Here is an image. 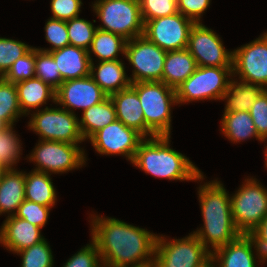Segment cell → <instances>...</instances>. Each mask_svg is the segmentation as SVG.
<instances>
[{
  "instance_id": "1",
  "label": "cell",
  "mask_w": 267,
  "mask_h": 267,
  "mask_svg": "<svg viewBox=\"0 0 267 267\" xmlns=\"http://www.w3.org/2000/svg\"><path fill=\"white\" fill-rule=\"evenodd\" d=\"M92 217L91 237L103 267H153L156 234L116 218Z\"/></svg>"
},
{
  "instance_id": "2",
  "label": "cell",
  "mask_w": 267,
  "mask_h": 267,
  "mask_svg": "<svg viewBox=\"0 0 267 267\" xmlns=\"http://www.w3.org/2000/svg\"><path fill=\"white\" fill-rule=\"evenodd\" d=\"M199 202L204 225L193 232L209 250L234 241L241 233L237 230L231 212L230 196L220 181H211L199 187Z\"/></svg>"
},
{
  "instance_id": "3",
  "label": "cell",
  "mask_w": 267,
  "mask_h": 267,
  "mask_svg": "<svg viewBox=\"0 0 267 267\" xmlns=\"http://www.w3.org/2000/svg\"><path fill=\"white\" fill-rule=\"evenodd\" d=\"M170 136L144 138L131 163L147 174L169 180L204 179L199 169L182 153L170 148Z\"/></svg>"
},
{
  "instance_id": "4",
  "label": "cell",
  "mask_w": 267,
  "mask_h": 267,
  "mask_svg": "<svg viewBox=\"0 0 267 267\" xmlns=\"http://www.w3.org/2000/svg\"><path fill=\"white\" fill-rule=\"evenodd\" d=\"M136 90L145 120V138L170 136L171 105L177 104L176 90L162 81L131 83Z\"/></svg>"
},
{
  "instance_id": "5",
  "label": "cell",
  "mask_w": 267,
  "mask_h": 267,
  "mask_svg": "<svg viewBox=\"0 0 267 267\" xmlns=\"http://www.w3.org/2000/svg\"><path fill=\"white\" fill-rule=\"evenodd\" d=\"M166 241L157 235L153 267H213L211 250L194 233Z\"/></svg>"
},
{
  "instance_id": "6",
  "label": "cell",
  "mask_w": 267,
  "mask_h": 267,
  "mask_svg": "<svg viewBox=\"0 0 267 267\" xmlns=\"http://www.w3.org/2000/svg\"><path fill=\"white\" fill-rule=\"evenodd\" d=\"M93 10L103 25L98 29L131 40L144 34V23L138 0H97Z\"/></svg>"
},
{
  "instance_id": "7",
  "label": "cell",
  "mask_w": 267,
  "mask_h": 267,
  "mask_svg": "<svg viewBox=\"0 0 267 267\" xmlns=\"http://www.w3.org/2000/svg\"><path fill=\"white\" fill-rule=\"evenodd\" d=\"M230 202L234 224L241 234L253 231L267 215V189L255 178L246 179Z\"/></svg>"
},
{
  "instance_id": "8",
  "label": "cell",
  "mask_w": 267,
  "mask_h": 267,
  "mask_svg": "<svg viewBox=\"0 0 267 267\" xmlns=\"http://www.w3.org/2000/svg\"><path fill=\"white\" fill-rule=\"evenodd\" d=\"M233 76L232 67H200L176 89L177 103L222 100Z\"/></svg>"
},
{
  "instance_id": "9",
  "label": "cell",
  "mask_w": 267,
  "mask_h": 267,
  "mask_svg": "<svg viewBox=\"0 0 267 267\" xmlns=\"http://www.w3.org/2000/svg\"><path fill=\"white\" fill-rule=\"evenodd\" d=\"M31 116L28 126L42 137L41 140L72 144L84 141L77 115L66 109L46 107L44 110H37Z\"/></svg>"
},
{
  "instance_id": "10",
  "label": "cell",
  "mask_w": 267,
  "mask_h": 267,
  "mask_svg": "<svg viewBox=\"0 0 267 267\" xmlns=\"http://www.w3.org/2000/svg\"><path fill=\"white\" fill-rule=\"evenodd\" d=\"M166 54L167 51L150 42L143 35L128 40L125 45L124 56L134 68L133 76L129 78L130 82H163Z\"/></svg>"
},
{
  "instance_id": "11",
  "label": "cell",
  "mask_w": 267,
  "mask_h": 267,
  "mask_svg": "<svg viewBox=\"0 0 267 267\" xmlns=\"http://www.w3.org/2000/svg\"><path fill=\"white\" fill-rule=\"evenodd\" d=\"M84 152L78 144L40 140L29 160L37 164L35 171L58 174L82 167L87 161Z\"/></svg>"
},
{
  "instance_id": "12",
  "label": "cell",
  "mask_w": 267,
  "mask_h": 267,
  "mask_svg": "<svg viewBox=\"0 0 267 267\" xmlns=\"http://www.w3.org/2000/svg\"><path fill=\"white\" fill-rule=\"evenodd\" d=\"M232 52L233 76L267 89V32Z\"/></svg>"
},
{
  "instance_id": "13",
  "label": "cell",
  "mask_w": 267,
  "mask_h": 267,
  "mask_svg": "<svg viewBox=\"0 0 267 267\" xmlns=\"http://www.w3.org/2000/svg\"><path fill=\"white\" fill-rule=\"evenodd\" d=\"M221 38L205 25L195 23L189 33L187 49L200 67H232L233 52H228Z\"/></svg>"
},
{
  "instance_id": "14",
  "label": "cell",
  "mask_w": 267,
  "mask_h": 267,
  "mask_svg": "<svg viewBox=\"0 0 267 267\" xmlns=\"http://www.w3.org/2000/svg\"><path fill=\"white\" fill-rule=\"evenodd\" d=\"M194 24L178 12L147 21L143 36L167 52L181 50L187 48L189 33Z\"/></svg>"
},
{
  "instance_id": "15",
  "label": "cell",
  "mask_w": 267,
  "mask_h": 267,
  "mask_svg": "<svg viewBox=\"0 0 267 267\" xmlns=\"http://www.w3.org/2000/svg\"><path fill=\"white\" fill-rule=\"evenodd\" d=\"M144 137L135 129L127 127L120 120H115L94 133L90 142L99 154L123 155L132 162L139 143Z\"/></svg>"
},
{
  "instance_id": "16",
  "label": "cell",
  "mask_w": 267,
  "mask_h": 267,
  "mask_svg": "<svg viewBox=\"0 0 267 267\" xmlns=\"http://www.w3.org/2000/svg\"><path fill=\"white\" fill-rule=\"evenodd\" d=\"M106 97L107 95L90 75L63 81L56 90V103L72 113H74L70 110L72 108H82L84 111L102 102Z\"/></svg>"
},
{
  "instance_id": "17",
  "label": "cell",
  "mask_w": 267,
  "mask_h": 267,
  "mask_svg": "<svg viewBox=\"0 0 267 267\" xmlns=\"http://www.w3.org/2000/svg\"><path fill=\"white\" fill-rule=\"evenodd\" d=\"M6 218L0 228V243L6 249L16 253L45 239L41 235V228L25 219L16 216Z\"/></svg>"
},
{
  "instance_id": "18",
  "label": "cell",
  "mask_w": 267,
  "mask_h": 267,
  "mask_svg": "<svg viewBox=\"0 0 267 267\" xmlns=\"http://www.w3.org/2000/svg\"><path fill=\"white\" fill-rule=\"evenodd\" d=\"M49 53L53 56L63 81L90 75L93 60L87 50L68 45Z\"/></svg>"
},
{
  "instance_id": "19",
  "label": "cell",
  "mask_w": 267,
  "mask_h": 267,
  "mask_svg": "<svg viewBox=\"0 0 267 267\" xmlns=\"http://www.w3.org/2000/svg\"><path fill=\"white\" fill-rule=\"evenodd\" d=\"M109 97L114 104L117 120L145 138V120L136 90L130 85Z\"/></svg>"
},
{
  "instance_id": "20",
  "label": "cell",
  "mask_w": 267,
  "mask_h": 267,
  "mask_svg": "<svg viewBox=\"0 0 267 267\" xmlns=\"http://www.w3.org/2000/svg\"><path fill=\"white\" fill-rule=\"evenodd\" d=\"M253 244L247 235L241 234L234 241L211 252V262L218 267H256Z\"/></svg>"
},
{
  "instance_id": "21",
  "label": "cell",
  "mask_w": 267,
  "mask_h": 267,
  "mask_svg": "<svg viewBox=\"0 0 267 267\" xmlns=\"http://www.w3.org/2000/svg\"><path fill=\"white\" fill-rule=\"evenodd\" d=\"M123 64L120 60H109L100 61L96 67L91 62L90 76L107 96L131 85Z\"/></svg>"
},
{
  "instance_id": "22",
  "label": "cell",
  "mask_w": 267,
  "mask_h": 267,
  "mask_svg": "<svg viewBox=\"0 0 267 267\" xmlns=\"http://www.w3.org/2000/svg\"><path fill=\"white\" fill-rule=\"evenodd\" d=\"M196 68V61L187 48L168 51L164 61L163 82L176 90Z\"/></svg>"
},
{
  "instance_id": "23",
  "label": "cell",
  "mask_w": 267,
  "mask_h": 267,
  "mask_svg": "<svg viewBox=\"0 0 267 267\" xmlns=\"http://www.w3.org/2000/svg\"><path fill=\"white\" fill-rule=\"evenodd\" d=\"M18 101L23 114L30 113V109H37L46 104L48 99L56 104V90L38 77L15 83ZM28 112V113H27Z\"/></svg>"
},
{
  "instance_id": "24",
  "label": "cell",
  "mask_w": 267,
  "mask_h": 267,
  "mask_svg": "<svg viewBox=\"0 0 267 267\" xmlns=\"http://www.w3.org/2000/svg\"><path fill=\"white\" fill-rule=\"evenodd\" d=\"M25 172L9 169L0 182V215H15L18 207L25 200ZM13 212V213H12Z\"/></svg>"
},
{
  "instance_id": "25",
  "label": "cell",
  "mask_w": 267,
  "mask_h": 267,
  "mask_svg": "<svg viewBox=\"0 0 267 267\" xmlns=\"http://www.w3.org/2000/svg\"><path fill=\"white\" fill-rule=\"evenodd\" d=\"M114 104L109 96L82 113L79 129L84 140L116 120Z\"/></svg>"
},
{
  "instance_id": "26",
  "label": "cell",
  "mask_w": 267,
  "mask_h": 267,
  "mask_svg": "<svg viewBox=\"0 0 267 267\" xmlns=\"http://www.w3.org/2000/svg\"><path fill=\"white\" fill-rule=\"evenodd\" d=\"M264 89L253 83L231 80L222 100H227L224 112L250 111L256 98Z\"/></svg>"
},
{
  "instance_id": "27",
  "label": "cell",
  "mask_w": 267,
  "mask_h": 267,
  "mask_svg": "<svg viewBox=\"0 0 267 267\" xmlns=\"http://www.w3.org/2000/svg\"><path fill=\"white\" fill-rule=\"evenodd\" d=\"M25 199L43 206L53 207L56 191L49 174L41 171L25 173Z\"/></svg>"
},
{
  "instance_id": "28",
  "label": "cell",
  "mask_w": 267,
  "mask_h": 267,
  "mask_svg": "<svg viewBox=\"0 0 267 267\" xmlns=\"http://www.w3.org/2000/svg\"><path fill=\"white\" fill-rule=\"evenodd\" d=\"M221 131L232 142H241L251 137L263 141L256 130L253 119L248 111L224 112Z\"/></svg>"
},
{
  "instance_id": "29",
  "label": "cell",
  "mask_w": 267,
  "mask_h": 267,
  "mask_svg": "<svg viewBox=\"0 0 267 267\" xmlns=\"http://www.w3.org/2000/svg\"><path fill=\"white\" fill-rule=\"evenodd\" d=\"M126 42L127 40L120 35L97 28L88 53L90 55L93 52L98 57L99 62L120 60L118 53L124 54Z\"/></svg>"
},
{
  "instance_id": "30",
  "label": "cell",
  "mask_w": 267,
  "mask_h": 267,
  "mask_svg": "<svg viewBox=\"0 0 267 267\" xmlns=\"http://www.w3.org/2000/svg\"><path fill=\"white\" fill-rule=\"evenodd\" d=\"M24 115L21 111L15 83L0 77V124L13 126L17 118Z\"/></svg>"
},
{
  "instance_id": "31",
  "label": "cell",
  "mask_w": 267,
  "mask_h": 267,
  "mask_svg": "<svg viewBox=\"0 0 267 267\" xmlns=\"http://www.w3.org/2000/svg\"><path fill=\"white\" fill-rule=\"evenodd\" d=\"M13 126H3L0 129V163L8 169L19 161L22 151L20 141L13 131Z\"/></svg>"
},
{
  "instance_id": "32",
  "label": "cell",
  "mask_w": 267,
  "mask_h": 267,
  "mask_svg": "<svg viewBox=\"0 0 267 267\" xmlns=\"http://www.w3.org/2000/svg\"><path fill=\"white\" fill-rule=\"evenodd\" d=\"M35 76L57 90L63 82L53 56L36 48Z\"/></svg>"
},
{
  "instance_id": "33",
  "label": "cell",
  "mask_w": 267,
  "mask_h": 267,
  "mask_svg": "<svg viewBox=\"0 0 267 267\" xmlns=\"http://www.w3.org/2000/svg\"><path fill=\"white\" fill-rule=\"evenodd\" d=\"M97 27L79 17L67 21L70 45L89 50Z\"/></svg>"
},
{
  "instance_id": "34",
  "label": "cell",
  "mask_w": 267,
  "mask_h": 267,
  "mask_svg": "<svg viewBox=\"0 0 267 267\" xmlns=\"http://www.w3.org/2000/svg\"><path fill=\"white\" fill-rule=\"evenodd\" d=\"M16 253L22 256L21 267H52L54 263L50 245L45 239Z\"/></svg>"
},
{
  "instance_id": "35",
  "label": "cell",
  "mask_w": 267,
  "mask_h": 267,
  "mask_svg": "<svg viewBox=\"0 0 267 267\" xmlns=\"http://www.w3.org/2000/svg\"><path fill=\"white\" fill-rule=\"evenodd\" d=\"M32 49L24 42L0 37V77H3L12 64Z\"/></svg>"
},
{
  "instance_id": "36",
  "label": "cell",
  "mask_w": 267,
  "mask_h": 267,
  "mask_svg": "<svg viewBox=\"0 0 267 267\" xmlns=\"http://www.w3.org/2000/svg\"><path fill=\"white\" fill-rule=\"evenodd\" d=\"M35 59L36 48H32L21 58H18L3 76V78L11 83H17L22 80L35 77Z\"/></svg>"
},
{
  "instance_id": "37",
  "label": "cell",
  "mask_w": 267,
  "mask_h": 267,
  "mask_svg": "<svg viewBox=\"0 0 267 267\" xmlns=\"http://www.w3.org/2000/svg\"><path fill=\"white\" fill-rule=\"evenodd\" d=\"M142 21L178 13L177 0H139Z\"/></svg>"
},
{
  "instance_id": "38",
  "label": "cell",
  "mask_w": 267,
  "mask_h": 267,
  "mask_svg": "<svg viewBox=\"0 0 267 267\" xmlns=\"http://www.w3.org/2000/svg\"><path fill=\"white\" fill-rule=\"evenodd\" d=\"M44 29L46 34L45 39L51 44L52 48H37L38 50L50 52L62 49L63 47L70 45L67 30V21L50 18L48 19Z\"/></svg>"
},
{
  "instance_id": "39",
  "label": "cell",
  "mask_w": 267,
  "mask_h": 267,
  "mask_svg": "<svg viewBox=\"0 0 267 267\" xmlns=\"http://www.w3.org/2000/svg\"><path fill=\"white\" fill-rule=\"evenodd\" d=\"M51 207L24 200L18 207L14 216L25 219L31 224L43 228L47 222Z\"/></svg>"
},
{
  "instance_id": "40",
  "label": "cell",
  "mask_w": 267,
  "mask_h": 267,
  "mask_svg": "<svg viewBox=\"0 0 267 267\" xmlns=\"http://www.w3.org/2000/svg\"><path fill=\"white\" fill-rule=\"evenodd\" d=\"M63 267H103L96 243L92 240L91 244L69 258Z\"/></svg>"
},
{
  "instance_id": "41",
  "label": "cell",
  "mask_w": 267,
  "mask_h": 267,
  "mask_svg": "<svg viewBox=\"0 0 267 267\" xmlns=\"http://www.w3.org/2000/svg\"><path fill=\"white\" fill-rule=\"evenodd\" d=\"M259 137L267 139V89H264L256 98L249 111Z\"/></svg>"
},
{
  "instance_id": "42",
  "label": "cell",
  "mask_w": 267,
  "mask_h": 267,
  "mask_svg": "<svg viewBox=\"0 0 267 267\" xmlns=\"http://www.w3.org/2000/svg\"><path fill=\"white\" fill-rule=\"evenodd\" d=\"M82 4L81 0H51L53 16L50 18L68 21L79 17Z\"/></svg>"
},
{
  "instance_id": "43",
  "label": "cell",
  "mask_w": 267,
  "mask_h": 267,
  "mask_svg": "<svg viewBox=\"0 0 267 267\" xmlns=\"http://www.w3.org/2000/svg\"><path fill=\"white\" fill-rule=\"evenodd\" d=\"M211 0H177L178 12L194 23H200L201 14L207 10Z\"/></svg>"
},
{
  "instance_id": "44",
  "label": "cell",
  "mask_w": 267,
  "mask_h": 267,
  "mask_svg": "<svg viewBox=\"0 0 267 267\" xmlns=\"http://www.w3.org/2000/svg\"><path fill=\"white\" fill-rule=\"evenodd\" d=\"M257 253L258 259L265 261L267 259V215L263 218L261 223L247 234Z\"/></svg>"
},
{
  "instance_id": "45",
  "label": "cell",
  "mask_w": 267,
  "mask_h": 267,
  "mask_svg": "<svg viewBox=\"0 0 267 267\" xmlns=\"http://www.w3.org/2000/svg\"><path fill=\"white\" fill-rule=\"evenodd\" d=\"M9 169L4 166L3 164L0 163V182L3 179L5 173L8 171Z\"/></svg>"
},
{
  "instance_id": "46",
  "label": "cell",
  "mask_w": 267,
  "mask_h": 267,
  "mask_svg": "<svg viewBox=\"0 0 267 267\" xmlns=\"http://www.w3.org/2000/svg\"><path fill=\"white\" fill-rule=\"evenodd\" d=\"M264 152H265V157H266V158H265V159H266V161H265L266 164H265V165H266V167H267V146H266V150H265Z\"/></svg>"
}]
</instances>
